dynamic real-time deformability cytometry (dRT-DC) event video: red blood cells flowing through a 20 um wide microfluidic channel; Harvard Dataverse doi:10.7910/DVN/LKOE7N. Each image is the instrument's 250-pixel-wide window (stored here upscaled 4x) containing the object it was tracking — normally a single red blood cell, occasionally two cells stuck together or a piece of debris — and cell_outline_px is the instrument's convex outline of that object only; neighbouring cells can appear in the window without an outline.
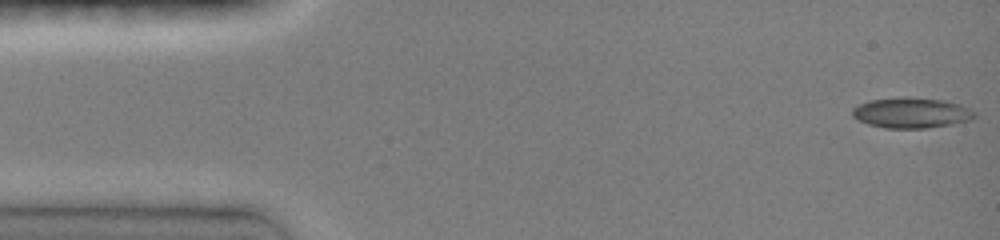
{"species": "common noctule bat (a hibernating species)", "species_latin": "Nyctalus noctula", "temperature_condition": "room temperature", "stored_images_in_passage": 46, "camera_frame_rate_fps": 3000, "um_per_image_px": 0.085, "animal": {"sex": "female", "body_mass_g": 19.0, "forearm_length_mm": 51.5}, "frame": {"image": 1, "passage_image": 1, "time_ms": 0.0, "image_size_px": [1000, 240], "cell_outline_px": [[976, 116], [968, 120], [952, 124], [928, 128], [884, 128], [868, 124], [852, 116], [852, 108], [868, 100], [904, 96], [908, 96], [944, 100], [960, 104], [976, 112]], "centroid_in_image_um": [77.46, 9.57], "position_along_channel_um": 7.5, "area_um2": 21.85}}
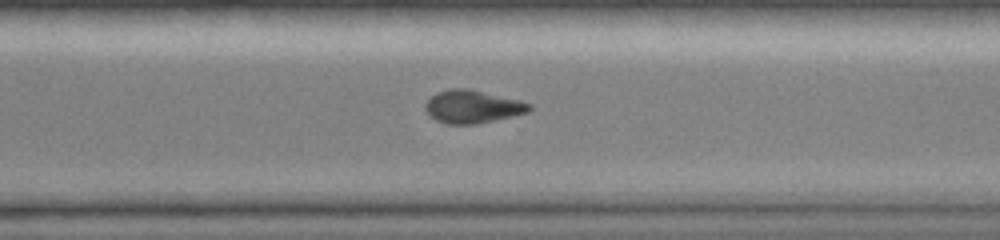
{"frame": {"image": 2, "passage_image": 33, "time_ms": 10.667, "image_size_px": [1000, 240], "cell_outline_px": [[532, 108], [528, 112], [512, 116], [476, 124], [448, 124], [436, 120], [424, 108], [424, 104], [436, 92], [452, 88], [468, 88], [520, 100], [532, 104]], "centroid_in_image_um": [40.17, 9.05], "position_along_channel_um": 330.4, "area_um2": 19.88}}
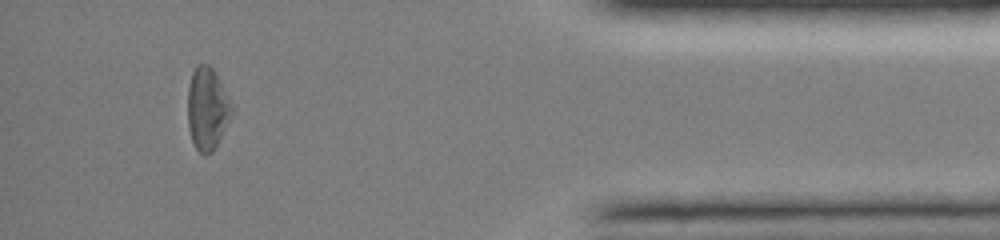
{"frame": {"image": 3, "passage_image": 42, "time_ms": 13.667, "image_size_px": [1000, 240], "cell_outline_px": [[232, 116], [212, 152], [204, 156], [196, 148], [192, 140], [188, 128], [188, 84], [192, 72], [196, 64], [208, 64], [216, 72], [232, 104]], "centroid_in_image_um": [17.61, 9.21], "position_along_channel_um": 417.6, "area_um2": 21.21}}